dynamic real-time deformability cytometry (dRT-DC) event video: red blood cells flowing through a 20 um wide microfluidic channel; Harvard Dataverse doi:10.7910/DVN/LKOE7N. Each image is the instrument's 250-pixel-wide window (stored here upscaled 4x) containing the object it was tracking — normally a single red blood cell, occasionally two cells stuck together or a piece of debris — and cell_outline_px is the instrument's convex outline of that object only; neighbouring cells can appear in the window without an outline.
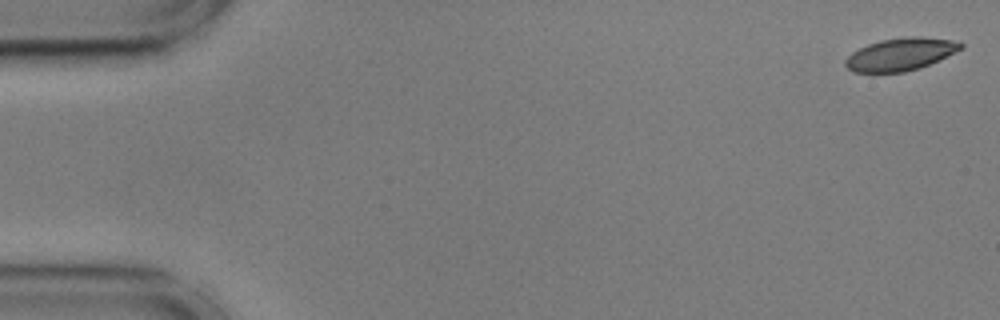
{"species": "common noctule bat (a hibernating species)", "species_latin": "Nyctalus noctula", "temperature_condition": "cold", "stored_images_in_passage": 55, "camera_frame_rate_fps": 3000, "um_per_image_px": 0.085, "animal": {"sex": "male", "body_mass_g": 17.9, "forearm_length_mm": 54.2}, "frame": {"image": 1, "passage_image": 1, "time_ms": 0.0, "image_size_px": [1000, 320], "cell_outline_px": [[964, 48], [920, 68], [904, 72], [852, 72], [844, 64], [844, 60], [852, 52], [868, 44], [880, 40], [908, 36], [920, 36], [952, 40], [964, 44]], "centroid_in_image_um": [76.54, 4.61], "position_along_channel_um": 8.5, "area_um2": 21.85}}
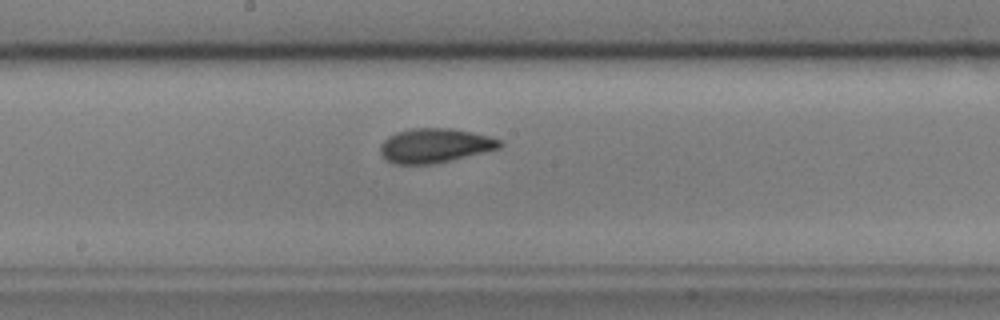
{"frame": {"image": 2, "passage_image": 29, "time_ms": 9.333, "image_size_px": [1000, 320], "cell_outline_px": [[504, 144], [500, 148], [484, 152], [432, 164], [396, 164], [388, 160], [380, 152], [380, 144], [388, 136], [396, 132], [412, 128], [452, 128], [472, 132], [488, 136], [500, 140]], "centroid_in_image_um": [36.96, 12.36], "position_along_channel_um": 211.2, "area_um2": 23.76}}
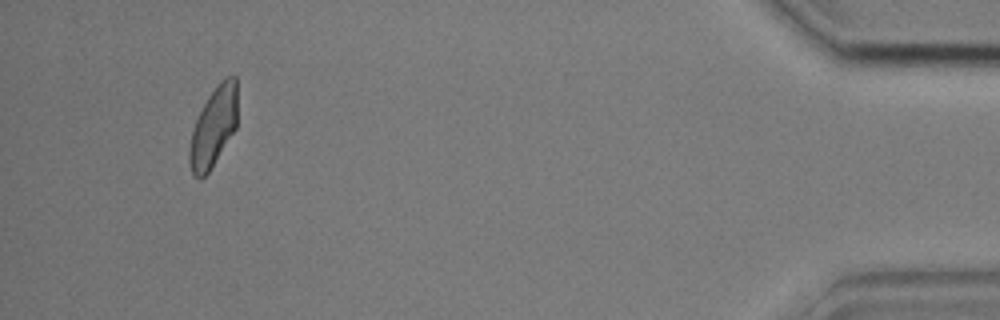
{"frame": {"image": 3, "passage_image": 52, "time_ms": 17.0, "image_size_px": [1000, 320], "cell_outline_px": [[236, 128], [208, 172], [200, 180], [192, 176], [188, 160], [188, 152], [192, 132], [196, 120], [208, 96], [216, 84], [220, 80], [228, 76], [236, 76]], "centroid_in_image_um": [18.12, 10.81], "position_along_channel_um": 417.1, "area_um2": 22.08}, "authors_computed_cell_mechanics": {"area_um2": 23.0044, "velocity_mm_per_s": 3.5956, "shape_relaxation_time_tau1_ms": 4.1103, "shape_relaxation_time_tau2_ms": 2.0141, "deformation_change_tau1": 0.1076, "deformation_change_tau2": 0.071}}